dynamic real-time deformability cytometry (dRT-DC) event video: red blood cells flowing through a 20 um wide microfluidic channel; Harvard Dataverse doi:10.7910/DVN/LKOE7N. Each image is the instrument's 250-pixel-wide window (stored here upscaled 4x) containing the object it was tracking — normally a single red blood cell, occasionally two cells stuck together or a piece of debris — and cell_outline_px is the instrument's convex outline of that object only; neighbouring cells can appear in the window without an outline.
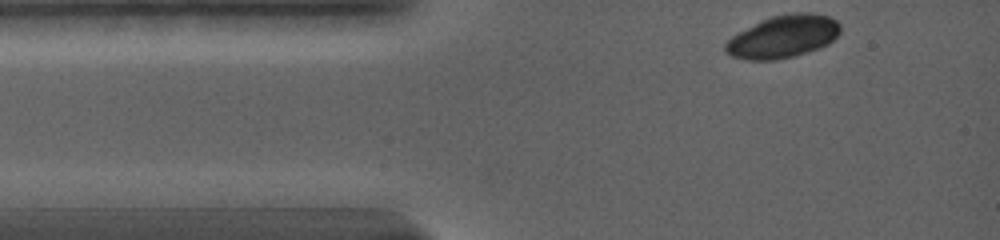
{"species": "common noctule bat (a hibernating species)", "species_latin": "Nyctalus noctula", "temperature_condition": "warm", "stored_images_in_passage": 10, "camera_frame_rate_fps": 5000, "um_per_image_px": 0.085, "animal": {"sex": "female", "body_mass_g": 19.0, "forearm_length_mm": 56.7}, "frame": {"image": 1, "passage_image": 1, "time_ms": 0.0, "image_size_px": [1000, 240], "cell_outline_px": [[840, 32], [828, 44], [820, 48], [796, 56], [776, 60], [744, 60], [732, 56], [724, 48], [724, 44], [732, 36], [760, 20], [772, 16], [792, 12], [812, 12], [828, 16], [836, 20], [840, 24]], "centroid_in_image_um": [66.58, 3.11], "position_along_channel_um": 18.4, "area_um2": 28.67}}